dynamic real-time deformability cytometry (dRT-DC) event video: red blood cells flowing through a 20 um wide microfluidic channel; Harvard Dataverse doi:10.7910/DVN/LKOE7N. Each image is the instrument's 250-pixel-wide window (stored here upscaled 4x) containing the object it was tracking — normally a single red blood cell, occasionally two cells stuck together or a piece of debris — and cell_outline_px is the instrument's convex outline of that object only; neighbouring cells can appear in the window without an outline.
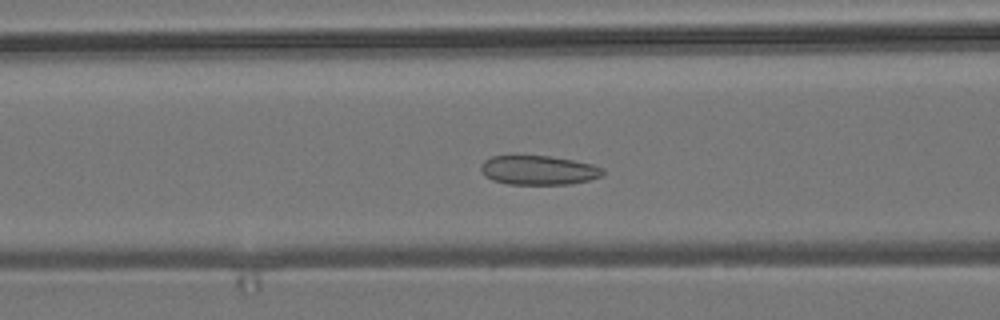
{"species": "common noctule bat (a hibernating species)", "species_latin": "Nyctalus noctula", "temperature_condition": "room temperature", "stored_images_in_passage": 43, "camera_frame_rate_fps": 3000, "um_per_image_px": 0.085, "animal": {"sex": "male", "body_mass_g": 19.2, "forearm_length_mm": 51.8}, "frame": {"image": 1, "passage_image": 9, "time_ms": 2.667, "image_size_px": [1000, 320], "cell_outline_px": [[604, 176], [572, 184], [508, 184], [492, 180], [484, 176], [480, 168], [480, 164], [484, 160], [492, 156], [552, 156], [592, 164], [604, 168]], "centroid_in_image_um": [45.78, 14.47], "position_along_channel_um": 120.8, "area_um2": 20.92}}
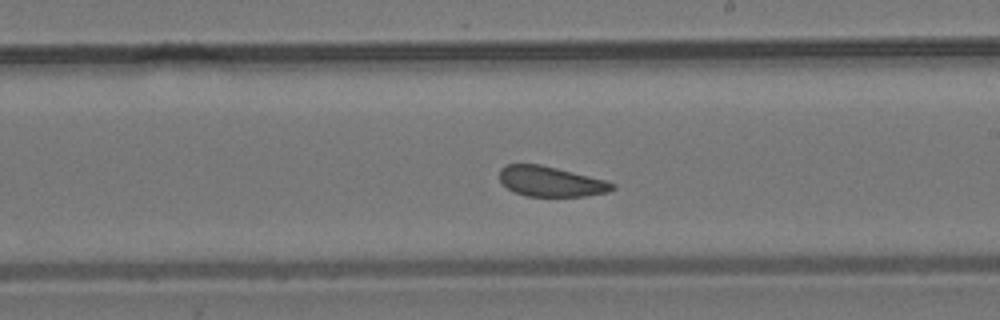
{"frame": {"image": 2, "passage_image": 19, "time_ms": 6.0, "image_size_px": [1000, 320], "cell_outline_px": [[616, 188], [608, 192], [584, 196], [524, 196], [508, 188], [500, 180], [500, 168], [508, 164], [540, 164], [608, 180], [616, 184]], "centroid_in_image_um": [46.86, 15.42], "position_along_channel_um": 242.1, "area_um2": 19.88}}
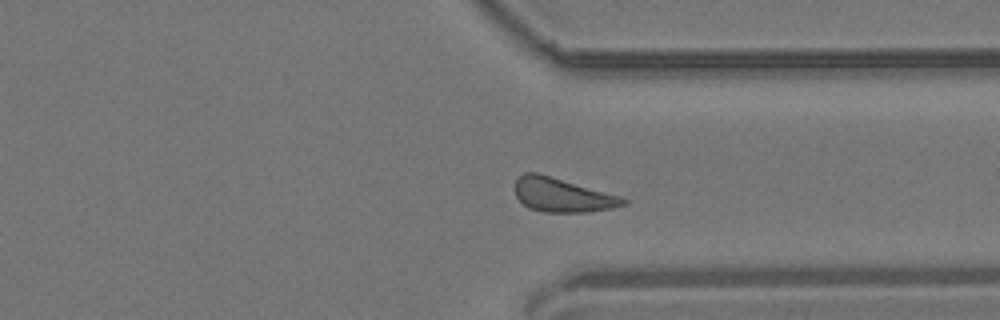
{"frame": {"image": 3, "passage_image": 29, "time_ms": 9.333, "image_size_px": [1000, 320], "cell_outline_px": [[628, 200], [624, 204], [612, 208], [588, 212], [544, 212], [528, 208], [516, 196], [516, 180], [524, 172], [536, 172], [620, 196]], "centroid_in_image_um": [47.78, 16.58], "position_along_channel_um": 363.6, "area_um2": 21.1}, "authors_computed_cell_mechanics": {"area_um2": 21.097, "velocity_mm_per_s": 3.6497, "shape_relaxation_time_tau1_ms": 6.3597, "shape_relaxation_time_tau2_ms": 1.9517, "deformation_change_tau1": 0.0928, "deformation_change_tau2": 0.0881}}